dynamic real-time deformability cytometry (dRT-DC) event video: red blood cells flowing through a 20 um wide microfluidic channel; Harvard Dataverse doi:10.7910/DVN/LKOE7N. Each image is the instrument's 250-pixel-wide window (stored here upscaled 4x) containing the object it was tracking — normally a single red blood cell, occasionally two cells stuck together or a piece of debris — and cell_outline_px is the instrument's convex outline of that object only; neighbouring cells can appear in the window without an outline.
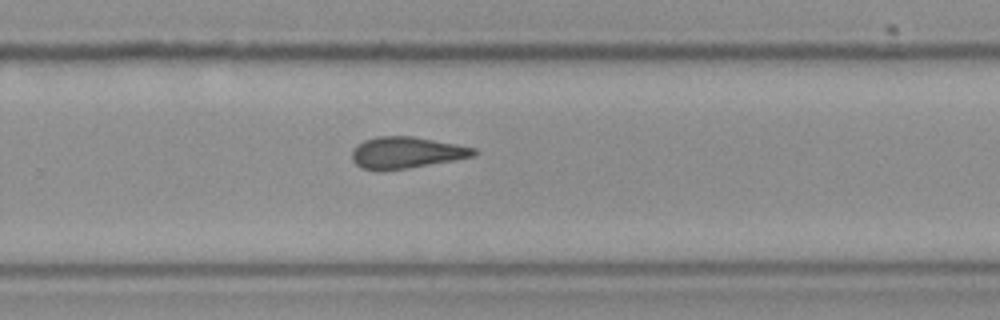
{"species": "Egyptian fruit bat (a non-hibernating species)", "species_latin": "Rousettus aegyptiacus", "temperature_condition": "cold", "stored_images_in_passage": 7, "camera_frame_rate_fps": 3000, "um_per_image_px": 0.085, "frame": {"image": 1, "passage_image": 7, "time_ms": 2.0, "image_size_px": [1000, 320], "cell_outline_px": [[476, 156], [456, 160], [408, 168], [360, 168], [352, 160], [352, 148], [356, 144], [364, 140], [376, 136], [412, 136], [456, 144], [476, 148]], "centroid_in_image_um": [34.55, 12.94], "position_along_channel_um": 295.2, "area_um2": 22.08}}